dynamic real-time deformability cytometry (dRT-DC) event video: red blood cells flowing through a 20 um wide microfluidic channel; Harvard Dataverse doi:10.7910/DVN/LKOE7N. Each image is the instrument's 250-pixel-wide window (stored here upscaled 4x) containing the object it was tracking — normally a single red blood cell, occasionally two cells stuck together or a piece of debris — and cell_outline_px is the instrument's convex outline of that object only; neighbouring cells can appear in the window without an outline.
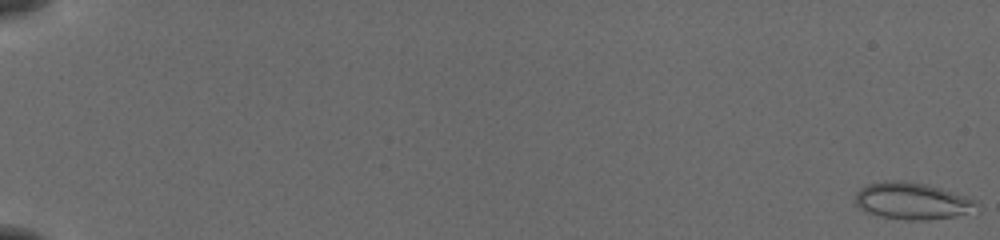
{"species": "common noctule bat (a hibernating species)", "species_latin": "Nyctalus noctula", "temperature_condition": "cold", "stored_images_in_passage": 55, "camera_frame_rate_fps": 3000, "um_per_image_px": 0.085, "animal": {"sex": "female", "body_mass_g": 19.5, "forearm_length_mm": 54.1}, "frame": {"image": 1, "passage_image": 1, "time_ms": 0.0, "image_size_px": [1000, 240], "cell_outline_px": [[980, 212], [956, 216], [928, 220], [904, 220], [880, 216], [868, 212], [860, 208], [852, 200], [856, 192], [860, 188], [868, 184], [884, 180], [904, 180], [928, 184], [980, 200]], "centroid_in_image_um": [77.62, 17.08], "position_along_channel_um": 7.4, "area_um2": 26.99}}
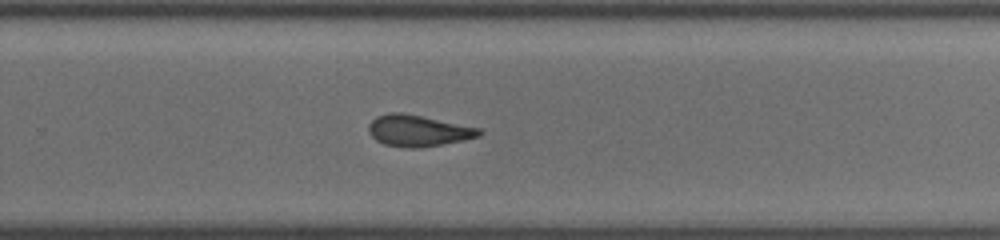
{"frame": {"image": 2, "passage_image": 39, "time_ms": 12.667, "image_size_px": [1000, 240], "cell_outline_px": [[484, 132], [480, 136], [464, 140], [420, 148], [408, 148], [384, 144], [376, 140], [368, 132], [368, 124], [376, 116], [388, 112], [400, 112], [480, 128]], "centroid_in_image_um": [35.52, 11.11], "position_along_channel_um": 294.3, "area_um2": 20.17}}
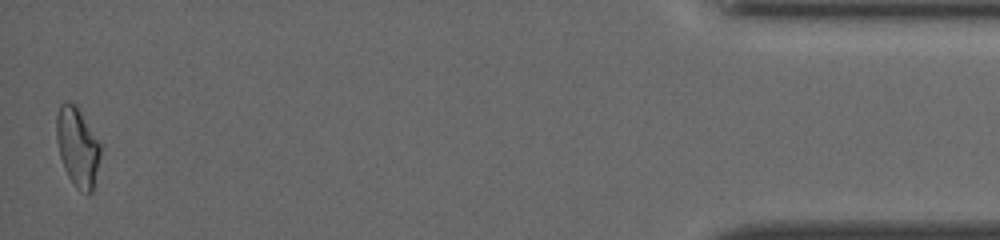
{"frame": {"image": 3, "passage_image": 55, "time_ms": 18.0, "image_size_px": [1000, 240], "cell_outline_px": [[100, 156], [92, 192], [88, 196], [80, 192], [76, 188], [68, 176], [64, 168], [60, 156], [56, 140], [56, 116], [60, 104], [64, 100], [76, 104], [100, 144]], "centroid_in_image_um": [6.56, 12.5], "position_along_channel_um": 428.6, "area_um2": 20.35}, "authors_computed_cell_mechanics": {"area_um2": 20.519, "velocity_mm_per_s": 3.8948, "shape_relaxation_time_tau1_ms": null, "shape_relaxation_time_tau2_ms": 2.2151, "deformation_change_tau1": null, "deformation_change_tau2": 0.0909}}